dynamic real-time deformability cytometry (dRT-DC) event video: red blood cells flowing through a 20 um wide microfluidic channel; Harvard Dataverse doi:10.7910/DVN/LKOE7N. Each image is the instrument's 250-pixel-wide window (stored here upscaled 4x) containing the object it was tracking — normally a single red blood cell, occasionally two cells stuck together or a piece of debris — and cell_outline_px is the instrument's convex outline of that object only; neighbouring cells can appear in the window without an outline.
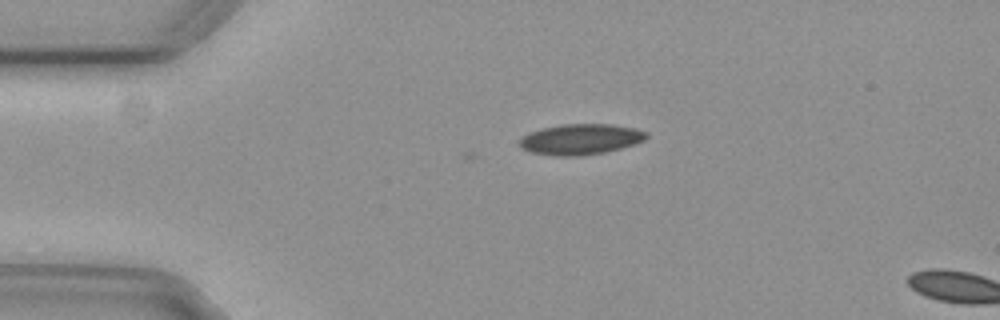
{"species": "common noctule bat (a hibernating species)", "species_latin": "Nyctalus noctula", "temperature_condition": "cold", "stored_images_in_passage": 3, "camera_frame_rate_fps": 3000, "um_per_image_px": 0.085, "animal": {"sex": "female", "body_mass_g": 29.2, "forearm_length_mm": 56.3}, "frame": {"image": 1, "passage_image": 1, "time_ms": 0.0, "image_size_px": [1000, 320], "cell_outline_px": [[648, 136], [644, 140], [636, 144], [604, 152], [580, 156], [556, 156], [532, 152], [520, 148], [520, 140], [528, 132], [544, 128], [564, 124], [612, 124], [636, 128], [648, 132]], "centroid_in_image_um": [49.39, 11.83], "position_along_channel_um": 35.6, "area_um2": 22.66}}